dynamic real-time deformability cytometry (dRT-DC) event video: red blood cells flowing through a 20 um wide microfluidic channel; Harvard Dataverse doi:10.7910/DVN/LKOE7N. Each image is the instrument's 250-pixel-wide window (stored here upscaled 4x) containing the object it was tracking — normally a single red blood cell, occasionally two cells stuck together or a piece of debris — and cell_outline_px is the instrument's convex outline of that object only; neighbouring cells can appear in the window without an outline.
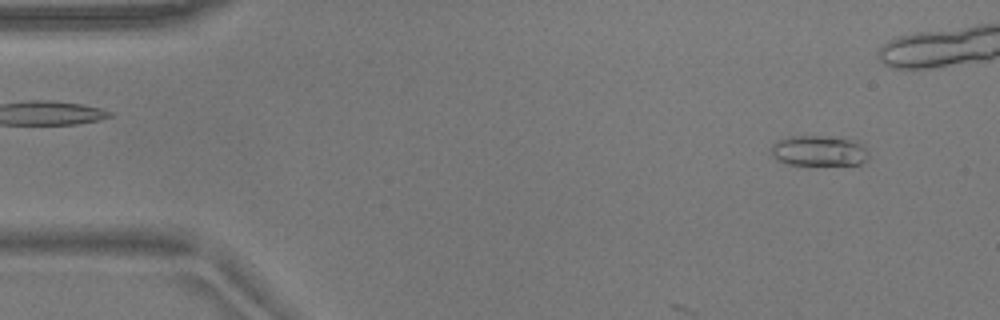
{"species": "common noctule bat (a hibernating species)", "species_latin": "Nyctalus noctula", "temperature_condition": "warm", "stored_images_in_passage": 13, "camera_frame_rate_fps": 3000, "um_per_image_px": 0.085, "animal": {"sex": "male", "body_mass_g": 17.9}, "frame": {"image": 1, "passage_image": 4, "time_ms": 1.0, "image_size_px": [1000, 320], "cell_outline_px": [[868, 160], [860, 164], [788, 164], [772, 156], [772, 144], [776, 140], [792, 136], [820, 136], [856, 140], [864, 144], [868, 152]], "centroid_in_image_um": [69.65, 12.81], "position_along_channel_um": 15.4, "area_um2": 17.22}}